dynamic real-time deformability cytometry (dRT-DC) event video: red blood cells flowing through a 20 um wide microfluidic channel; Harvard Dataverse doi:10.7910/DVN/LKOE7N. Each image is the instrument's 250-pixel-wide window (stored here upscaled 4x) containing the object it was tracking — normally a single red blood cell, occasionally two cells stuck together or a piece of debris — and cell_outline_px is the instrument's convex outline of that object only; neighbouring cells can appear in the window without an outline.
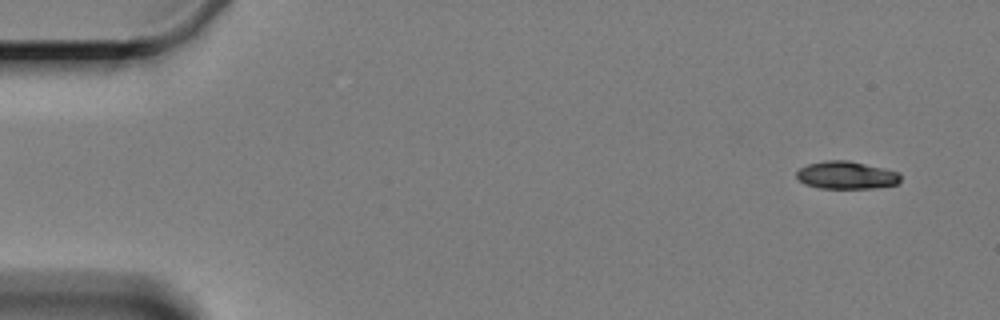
{"species": "Egyptian fruit bat (a non-hibernating species)", "species_latin": "Rousettus aegyptiacus", "temperature_condition": "cold", "stored_images_in_passage": 5, "segment_of_instrument_passage": [2, 2], "camera_frame_rate_fps": 3000, "um_per_image_px": 0.085, "animal": {"sex": "female"}, "frame": {"image": 1, "passage_image": 5, "time_ms": 5.333, "image_size_px": [1000, 320], "cell_outline_px": [[900, 180], [896, 184], [872, 188], [820, 188], [804, 184], [796, 176], [796, 172], [800, 168], [808, 164], [824, 160], [848, 160], [884, 168], [896, 172], [900, 176]], "centroid_in_image_um": [71.9, 14.88], "position_along_channel_um": 13.1, "area_um2": 16.65}}